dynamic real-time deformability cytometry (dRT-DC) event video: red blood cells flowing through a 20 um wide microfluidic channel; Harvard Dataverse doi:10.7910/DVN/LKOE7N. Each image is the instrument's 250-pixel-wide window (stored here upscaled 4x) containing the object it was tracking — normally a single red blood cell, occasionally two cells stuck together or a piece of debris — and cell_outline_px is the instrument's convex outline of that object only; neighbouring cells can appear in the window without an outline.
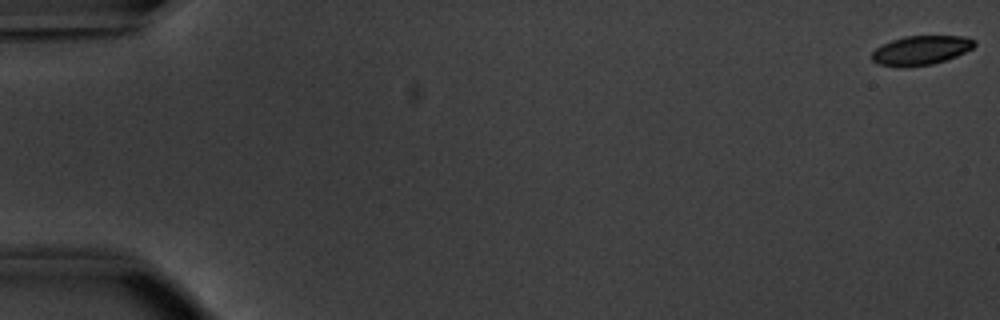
{"species": "common noctule bat (a hibernating species)", "species_latin": "Nyctalus noctula", "temperature_condition": "warm", "stored_images_in_passage": 54, "camera_frame_rate_fps": 3000, "um_per_image_px": 0.085, "animal": {"sex": "male", "body_mass_g": 20.1, "forearm_length_mm": 53.5}, "frame": {"image": 1, "passage_image": 1, "time_ms": 0.0, "image_size_px": [1000, 320], "cell_outline_px": [[976, 44], [972, 48], [956, 56], [932, 64], [876, 64], [872, 60], [872, 52], [876, 48], [892, 40], [904, 36], [964, 36], [976, 40]], "centroid_in_image_um": [78.33, 4.22], "position_along_channel_um": 6.7, "area_um2": 16.7}}
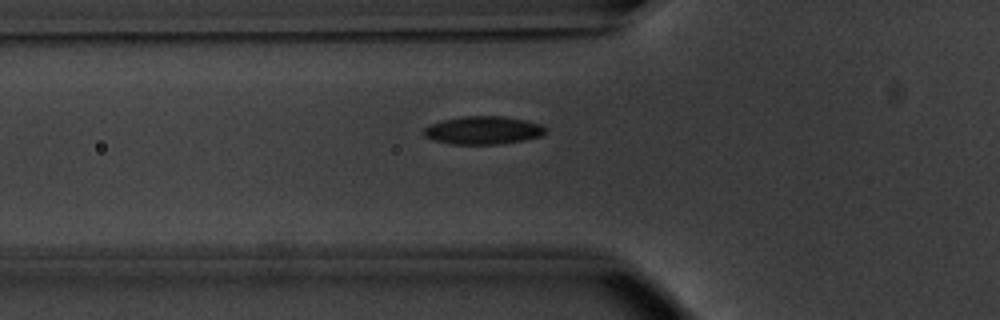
{"frame": {"image": 2, "passage_image": 20, "time_ms": 6.333, "image_size_px": [1000, 320], "cell_outline_px": [[548, 128], [540, 136], [524, 140], [500, 144], [452, 144], [432, 140], [424, 136], [424, 128], [432, 124], [444, 120], [464, 116], [504, 116], [528, 120], [544, 124]], "centroid_in_image_um": [41.12, 11.07], "position_along_channel_um": 84.7, "area_um2": 20.0}}
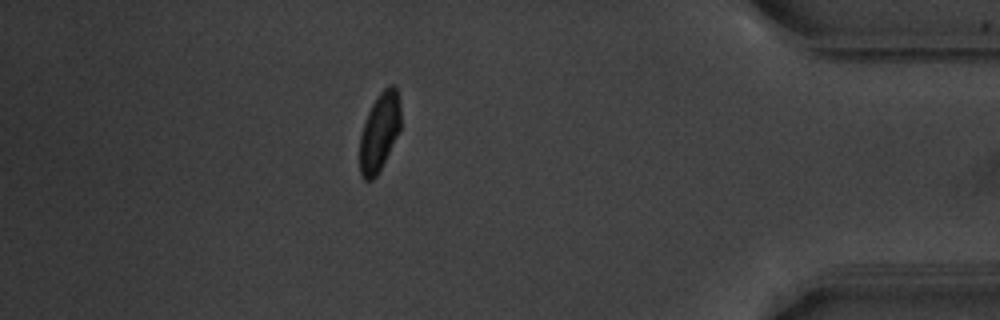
{"frame": {"image": 3, "passage_image": 48, "time_ms": 15.667, "image_size_px": [1000, 320], "cell_outline_px": [[400, 128], [376, 176], [372, 180], [364, 180], [360, 176], [360, 136], [368, 112], [376, 96], [388, 84], [392, 84], [396, 88], [400, 104]], "centroid_in_image_um": [32.24, 11.19], "position_along_channel_um": 403.0, "area_um2": 18.38}, "authors_computed_cell_mechanics": {"area_um2": 19.3341, "velocity_mm_per_s": 3.8088, "shape_relaxation_time_tau1_ms": 2.695, "shape_relaxation_time_tau2_ms": 2.8679, "deformation_change_tau1": 0.1162, "deformation_change_tau2": 0.0635}}